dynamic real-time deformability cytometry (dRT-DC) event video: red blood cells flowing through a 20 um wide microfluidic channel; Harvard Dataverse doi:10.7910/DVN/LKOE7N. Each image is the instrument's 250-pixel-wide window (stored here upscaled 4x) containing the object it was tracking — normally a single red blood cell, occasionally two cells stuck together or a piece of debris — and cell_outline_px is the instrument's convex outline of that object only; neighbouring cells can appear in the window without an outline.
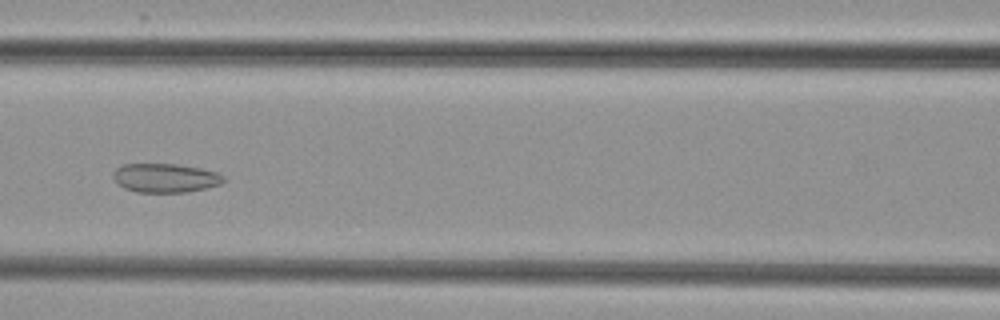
{"species": "common noctule bat (a hibernating species)", "species_latin": "Nyctalus noctula", "temperature_condition": "cold", "stored_images_in_passage": 6, "camera_frame_rate_fps": 3000, "um_per_image_px": 0.085, "animal": {"sex": "female", "body_mass_g": 29.2, "forearm_length_mm": 56.3}, "frame": {"image": 1, "passage_image": 6, "time_ms": 6.333, "image_size_px": [1000, 320], "cell_outline_px": [[224, 180], [220, 184], [204, 188], [184, 192], [136, 192], [124, 188], [116, 184], [112, 176], [112, 172], [116, 168], [124, 164], [176, 164], [200, 168], [216, 172], [224, 176]], "centroid_in_image_um": [13.99, 15.12], "position_along_channel_um": 152.6, "area_um2": 18.61}}